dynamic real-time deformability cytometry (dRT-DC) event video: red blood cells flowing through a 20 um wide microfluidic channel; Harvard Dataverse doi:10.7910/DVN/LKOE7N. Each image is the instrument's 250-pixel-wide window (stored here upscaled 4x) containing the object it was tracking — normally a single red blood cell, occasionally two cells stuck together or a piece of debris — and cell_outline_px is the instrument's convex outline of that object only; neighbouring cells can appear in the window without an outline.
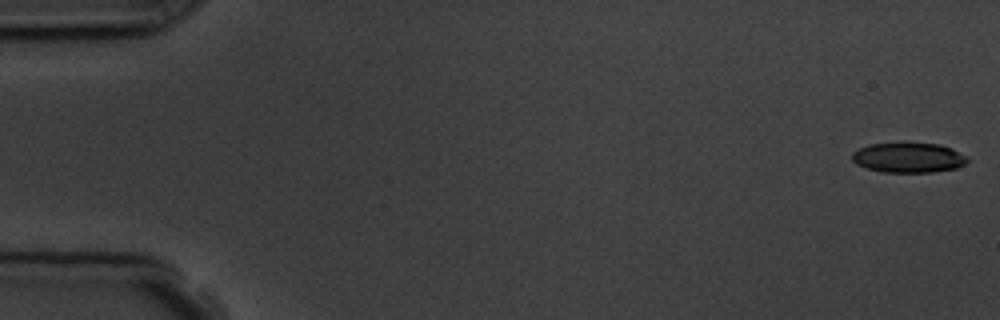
{"species": "common noctule bat (a hibernating species)", "species_latin": "Nyctalus noctula", "temperature_condition": "room temperature", "stored_images_in_passage": 4, "camera_frame_rate_fps": 3000, "um_per_image_px": 0.085, "animal": {"sex": "male", "body_mass_g": 19.5, "forearm_length_mm": 54.6}, "frame": {"image": 1, "passage_image": 1, "time_ms": 0.0, "image_size_px": [1000, 320], "cell_outline_px": [[968, 160], [964, 164], [956, 168], [932, 172], [884, 172], [868, 168], [856, 164], [852, 160], [852, 152], [868, 144], [900, 140], [904, 140], [940, 144], [952, 148], [964, 156]], "centroid_in_image_um": [77.17, 13.34], "position_along_channel_um": 7.8, "area_um2": 20.81}}
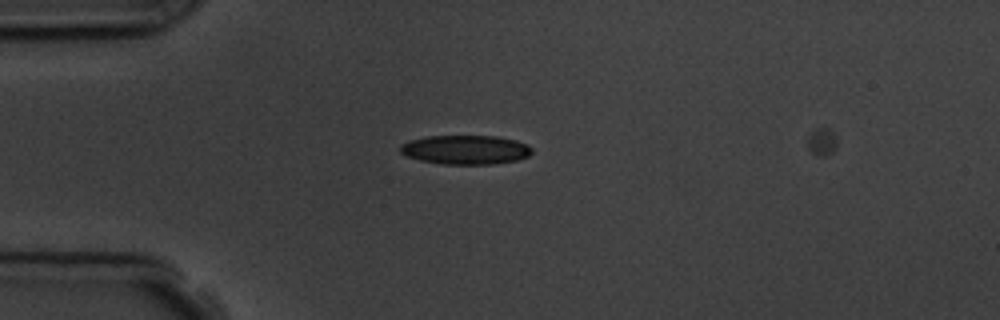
{"frame": {"image": 2, "passage_image": 4, "time_ms": 4.333, "image_size_px": [1000, 320], "cell_outline_px": [[532, 152], [528, 156], [516, 160], [492, 164], [444, 164], [420, 160], [408, 156], [400, 152], [400, 144], [408, 140], [428, 136], [496, 136], [516, 140], [528, 144], [532, 148]], "centroid_in_image_um": [39.57, 12.72], "position_along_channel_um": 45.4, "area_um2": 22.37}}